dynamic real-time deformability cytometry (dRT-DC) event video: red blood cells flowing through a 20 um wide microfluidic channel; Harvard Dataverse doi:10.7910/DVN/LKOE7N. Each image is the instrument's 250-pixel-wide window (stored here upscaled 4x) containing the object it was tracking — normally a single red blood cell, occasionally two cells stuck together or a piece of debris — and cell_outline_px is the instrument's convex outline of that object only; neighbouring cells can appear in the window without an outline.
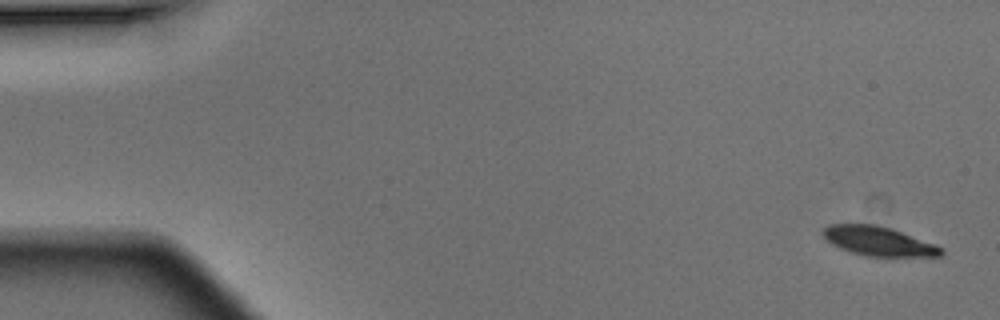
{"species": "Egyptian fruit bat (a non-hibernating species)", "species_latin": "Rousettus aegyptiacus", "temperature_condition": "warm", "stored_images_in_passage": 4, "segment_of_instrument_passage": [2, 2], "camera_frame_rate_fps": 3000, "um_per_image_px": 0.085, "animal": {"sex": "male"}, "frame": {"image": 1, "passage_image": 4, "time_ms": 1.0, "image_size_px": [1000, 320], "cell_outline_px": [[944, 252], [940, 256], [864, 256], [840, 248], [832, 244], [820, 232], [828, 224], [876, 224], [892, 228], [932, 244], [940, 248]], "centroid_in_image_um": [74.6, 20.48], "position_along_channel_um": 10.4, "area_um2": 19.83}}